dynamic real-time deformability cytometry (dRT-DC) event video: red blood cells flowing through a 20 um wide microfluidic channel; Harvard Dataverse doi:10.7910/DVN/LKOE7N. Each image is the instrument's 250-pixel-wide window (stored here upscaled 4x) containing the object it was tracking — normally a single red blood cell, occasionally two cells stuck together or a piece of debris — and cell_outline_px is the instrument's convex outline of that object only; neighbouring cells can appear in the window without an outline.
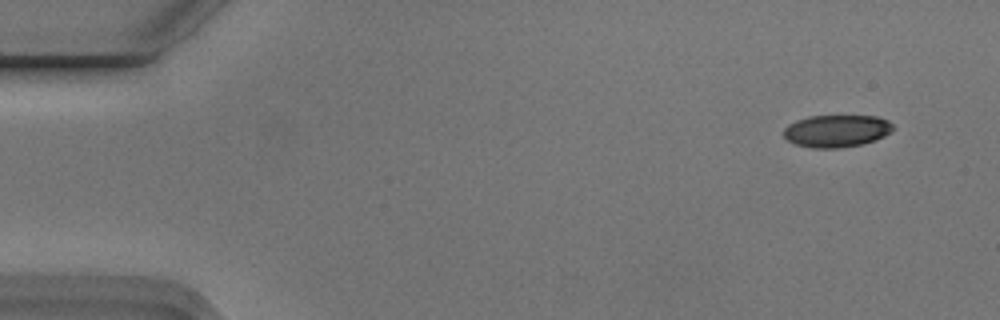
{"species": "Egyptian fruit bat (a non-hibernating species)", "species_latin": "Rousettus aegyptiacus", "temperature_condition": "cold", "stored_images_in_passage": 6, "camera_frame_rate_fps": 3000, "um_per_image_px": 0.085, "animal": {"sex": "male"}, "frame": {"image": 1, "passage_image": 6, "time_ms": 1.667, "image_size_px": [1000, 320], "cell_outline_px": [[892, 128], [884, 136], [860, 144], [840, 148], [812, 148], [796, 144], [788, 140], [784, 136], [784, 128], [788, 124], [796, 120], [808, 116], [876, 116], [888, 120], [892, 124]], "centroid_in_image_um": [71.06, 11.12], "position_along_channel_um": 13.9, "area_um2": 20.35}}